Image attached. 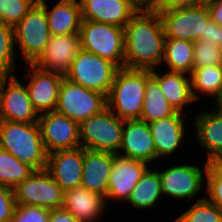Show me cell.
Listing matches in <instances>:
<instances>
[{
	"mask_svg": "<svg viewBox=\"0 0 222 222\" xmlns=\"http://www.w3.org/2000/svg\"><path fill=\"white\" fill-rule=\"evenodd\" d=\"M124 68L153 70L164 56V29L157 11L139 10L124 27Z\"/></svg>",
	"mask_w": 222,
	"mask_h": 222,
	"instance_id": "obj_1",
	"label": "cell"
},
{
	"mask_svg": "<svg viewBox=\"0 0 222 222\" xmlns=\"http://www.w3.org/2000/svg\"><path fill=\"white\" fill-rule=\"evenodd\" d=\"M0 149L11 153L34 170L46 169L48 154L38 122L0 120Z\"/></svg>",
	"mask_w": 222,
	"mask_h": 222,
	"instance_id": "obj_2",
	"label": "cell"
},
{
	"mask_svg": "<svg viewBox=\"0 0 222 222\" xmlns=\"http://www.w3.org/2000/svg\"><path fill=\"white\" fill-rule=\"evenodd\" d=\"M150 77L151 70L119 68L107 96V107L123 120L140 119Z\"/></svg>",
	"mask_w": 222,
	"mask_h": 222,
	"instance_id": "obj_3",
	"label": "cell"
},
{
	"mask_svg": "<svg viewBox=\"0 0 222 222\" xmlns=\"http://www.w3.org/2000/svg\"><path fill=\"white\" fill-rule=\"evenodd\" d=\"M124 120L108 107L79 123L80 146L93 151L118 154Z\"/></svg>",
	"mask_w": 222,
	"mask_h": 222,
	"instance_id": "obj_4",
	"label": "cell"
},
{
	"mask_svg": "<svg viewBox=\"0 0 222 222\" xmlns=\"http://www.w3.org/2000/svg\"><path fill=\"white\" fill-rule=\"evenodd\" d=\"M81 49L108 59L124 68L125 32L113 24L82 20L79 31Z\"/></svg>",
	"mask_w": 222,
	"mask_h": 222,
	"instance_id": "obj_5",
	"label": "cell"
},
{
	"mask_svg": "<svg viewBox=\"0 0 222 222\" xmlns=\"http://www.w3.org/2000/svg\"><path fill=\"white\" fill-rule=\"evenodd\" d=\"M118 69L112 61L81 49L64 77L108 96Z\"/></svg>",
	"mask_w": 222,
	"mask_h": 222,
	"instance_id": "obj_6",
	"label": "cell"
},
{
	"mask_svg": "<svg viewBox=\"0 0 222 222\" xmlns=\"http://www.w3.org/2000/svg\"><path fill=\"white\" fill-rule=\"evenodd\" d=\"M107 107V96L64 77L55 110L80 123Z\"/></svg>",
	"mask_w": 222,
	"mask_h": 222,
	"instance_id": "obj_7",
	"label": "cell"
},
{
	"mask_svg": "<svg viewBox=\"0 0 222 222\" xmlns=\"http://www.w3.org/2000/svg\"><path fill=\"white\" fill-rule=\"evenodd\" d=\"M50 36L45 9L38 2L14 27L15 47L20 48L27 64L43 53Z\"/></svg>",
	"mask_w": 222,
	"mask_h": 222,
	"instance_id": "obj_8",
	"label": "cell"
},
{
	"mask_svg": "<svg viewBox=\"0 0 222 222\" xmlns=\"http://www.w3.org/2000/svg\"><path fill=\"white\" fill-rule=\"evenodd\" d=\"M13 190L16 205L39 206L53 210L61 208L63 204L64 190L46 169L34 170Z\"/></svg>",
	"mask_w": 222,
	"mask_h": 222,
	"instance_id": "obj_9",
	"label": "cell"
},
{
	"mask_svg": "<svg viewBox=\"0 0 222 222\" xmlns=\"http://www.w3.org/2000/svg\"><path fill=\"white\" fill-rule=\"evenodd\" d=\"M160 15L165 38L182 39L195 42L204 35L205 23L211 17L205 3L157 11Z\"/></svg>",
	"mask_w": 222,
	"mask_h": 222,
	"instance_id": "obj_10",
	"label": "cell"
},
{
	"mask_svg": "<svg viewBox=\"0 0 222 222\" xmlns=\"http://www.w3.org/2000/svg\"><path fill=\"white\" fill-rule=\"evenodd\" d=\"M38 119L26 85L13 74L0 75V120L35 123Z\"/></svg>",
	"mask_w": 222,
	"mask_h": 222,
	"instance_id": "obj_11",
	"label": "cell"
},
{
	"mask_svg": "<svg viewBox=\"0 0 222 222\" xmlns=\"http://www.w3.org/2000/svg\"><path fill=\"white\" fill-rule=\"evenodd\" d=\"M38 124L46 153L80 147L79 123L56 110L39 114Z\"/></svg>",
	"mask_w": 222,
	"mask_h": 222,
	"instance_id": "obj_12",
	"label": "cell"
},
{
	"mask_svg": "<svg viewBox=\"0 0 222 222\" xmlns=\"http://www.w3.org/2000/svg\"><path fill=\"white\" fill-rule=\"evenodd\" d=\"M208 167L206 161L203 165L204 172L195 165H174L170 168H165V171H159L161 181L162 194H167L176 199L194 198L202 190L204 186V173Z\"/></svg>",
	"mask_w": 222,
	"mask_h": 222,
	"instance_id": "obj_13",
	"label": "cell"
},
{
	"mask_svg": "<svg viewBox=\"0 0 222 222\" xmlns=\"http://www.w3.org/2000/svg\"><path fill=\"white\" fill-rule=\"evenodd\" d=\"M80 50L79 34L51 35L45 50L33 64L65 76Z\"/></svg>",
	"mask_w": 222,
	"mask_h": 222,
	"instance_id": "obj_14",
	"label": "cell"
},
{
	"mask_svg": "<svg viewBox=\"0 0 222 222\" xmlns=\"http://www.w3.org/2000/svg\"><path fill=\"white\" fill-rule=\"evenodd\" d=\"M147 166L146 162L113 154L106 202L109 199L111 201H128L134 186L148 169Z\"/></svg>",
	"mask_w": 222,
	"mask_h": 222,
	"instance_id": "obj_15",
	"label": "cell"
},
{
	"mask_svg": "<svg viewBox=\"0 0 222 222\" xmlns=\"http://www.w3.org/2000/svg\"><path fill=\"white\" fill-rule=\"evenodd\" d=\"M27 65H29L32 74L26 88L34 109L38 114L54 111L64 75L41 69L33 63Z\"/></svg>",
	"mask_w": 222,
	"mask_h": 222,
	"instance_id": "obj_16",
	"label": "cell"
},
{
	"mask_svg": "<svg viewBox=\"0 0 222 222\" xmlns=\"http://www.w3.org/2000/svg\"><path fill=\"white\" fill-rule=\"evenodd\" d=\"M46 170L64 191L81 186L83 147L49 153Z\"/></svg>",
	"mask_w": 222,
	"mask_h": 222,
	"instance_id": "obj_17",
	"label": "cell"
},
{
	"mask_svg": "<svg viewBox=\"0 0 222 222\" xmlns=\"http://www.w3.org/2000/svg\"><path fill=\"white\" fill-rule=\"evenodd\" d=\"M118 154L148 164L156 160L155 144L148 123L140 119L124 120Z\"/></svg>",
	"mask_w": 222,
	"mask_h": 222,
	"instance_id": "obj_18",
	"label": "cell"
},
{
	"mask_svg": "<svg viewBox=\"0 0 222 222\" xmlns=\"http://www.w3.org/2000/svg\"><path fill=\"white\" fill-rule=\"evenodd\" d=\"M82 20L125 27L138 11L128 0H79Z\"/></svg>",
	"mask_w": 222,
	"mask_h": 222,
	"instance_id": "obj_19",
	"label": "cell"
},
{
	"mask_svg": "<svg viewBox=\"0 0 222 222\" xmlns=\"http://www.w3.org/2000/svg\"><path fill=\"white\" fill-rule=\"evenodd\" d=\"M112 166L113 153L83 148L81 186L106 197Z\"/></svg>",
	"mask_w": 222,
	"mask_h": 222,
	"instance_id": "obj_20",
	"label": "cell"
},
{
	"mask_svg": "<svg viewBox=\"0 0 222 222\" xmlns=\"http://www.w3.org/2000/svg\"><path fill=\"white\" fill-rule=\"evenodd\" d=\"M106 197L82 186L64 191L62 208L78 222H96L106 210Z\"/></svg>",
	"mask_w": 222,
	"mask_h": 222,
	"instance_id": "obj_21",
	"label": "cell"
},
{
	"mask_svg": "<svg viewBox=\"0 0 222 222\" xmlns=\"http://www.w3.org/2000/svg\"><path fill=\"white\" fill-rule=\"evenodd\" d=\"M183 116L184 113L176 111L172 116L148 123L155 144L156 160L164 155H172L183 145L186 130Z\"/></svg>",
	"mask_w": 222,
	"mask_h": 222,
	"instance_id": "obj_22",
	"label": "cell"
},
{
	"mask_svg": "<svg viewBox=\"0 0 222 222\" xmlns=\"http://www.w3.org/2000/svg\"><path fill=\"white\" fill-rule=\"evenodd\" d=\"M45 9L51 35L79 34L82 15L79 0H60L51 10L45 0H38Z\"/></svg>",
	"mask_w": 222,
	"mask_h": 222,
	"instance_id": "obj_23",
	"label": "cell"
},
{
	"mask_svg": "<svg viewBox=\"0 0 222 222\" xmlns=\"http://www.w3.org/2000/svg\"><path fill=\"white\" fill-rule=\"evenodd\" d=\"M196 139L207 150V162H215L222 156V115L215 110L201 111L194 118Z\"/></svg>",
	"mask_w": 222,
	"mask_h": 222,
	"instance_id": "obj_24",
	"label": "cell"
},
{
	"mask_svg": "<svg viewBox=\"0 0 222 222\" xmlns=\"http://www.w3.org/2000/svg\"><path fill=\"white\" fill-rule=\"evenodd\" d=\"M187 75V73L175 71H167L159 75L155 69L151 70V76L158 82L169 104L181 113H184V106L195 102L191 91L190 76Z\"/></svg>",
	"mask_w": 222,
	"mask_h": 222,
	"instance_id": "obj_25",
	"label": "cell"
},
{
	"mask_svg": "<svg viewBox=\"0 0 222 222\" xmlns=\"http://www.w3.org/2000/svg\"><path fill=\"white\" fill-rule=\"evenodd\" d=\"M194 42L165 38L163 63L169 67L168 71L190 74L194 63Z\"/></svg>",
	"mask_w": 222,
	"mask_h": 222,
	"instance_id": "obj_26",
	"label": "cell"
},
{
	"mask_svg": "<svg viewBox=\"0 0 222 222\" xmlns=\"http://www.w3.org/2000/svg\"><path fill=\"white\" fill-rule=\"evenodd\" d=\"M175 112L163 95L158 82L151 76L147 80L140 120L152 123L172 116Z\"/></svg>",
	"mask_w": 222,
	"mask_h": 222,
	"instance_id": "obj_27",
	"label": "cell"
},
{
	"mask_svg": "<svg viewBox=\"0 0 222 222\" xmlns=\"http://www.w3.org/2000/svg\"><path fill=\"white\" fill-rule=\"evenodd\" d=\"M162 197L161 181L157 170L147 169L134 186L128 202L137 209H147L156 205Z\"/></svg>",
	"mask_w": 222,
	"mask_h": 222,
	"instance_id": "obj_28",
	"label": "cell"
},
{
	"mask_svg": "<svg viewBox=\"0 0 222 222\" xmlns=\"http://www.w3.org/2000/svg\"><path fill=\"white\" fill-rule=\"evenodd\" d=\"M188 76L195 101L201 97L200 94L214 98L222 90V65L193 68Z\"/></svg>",
	"mask_w": 222,
	"mask_h": 222,
	"instance_id": "obj_29",
	"label": "cell"
},
{
	"mask_svg": "<svg viewBox=\"0 0 222 222\" xmlns=\"http://www.w3.org/2000/svg\"><path fill=\"white\" fill-rule=\"evenodd\" d=\"M34 169L11 153L0 149V185L15 188L28 178Z\"/></svg>",
	"mask_w": 222,
	"mask_h": 222,
	"instance_id": "obj_30",
	"label": "cell"
},
{
	"mask_svg": "<svg viewBox=\"0 0 222 222\" xmlns=\"http://www.w3.org/2000/svg\"><path fill=\"white\" fill-rule=\"evenodd\" d=\"M173 222H222V211L203 197Z\"/></svg>",
	"mask_w": 222,
	"mask_h": 222,
	"instance_id": "obj_31",
	"label": "cell"
},
{
	"mask_svg": "<svg viewBox=\"0 0 222 222\" xmlns=\"http://www.w3.org/2000/svg\"><path fill=\"white\" fill-rule=\"evenodd\" d=\"M14 28L0 21V75H12L15 64Z\"/></svg>",
	"mask_w": 222,
	"mask_h": 222,
	"instance_id": "obj_32",
	"label": "cell"
},
{
	"mask_svg": "<svg viewBox=\"0 0 222 222\" xmlns=\"http://www.w3.org/2000/svg\"><path fill=\"white\" fill-rule=\"evenodd\" d=\"M38 0H0V21L14 28Z\"/></svg>",
	"mask_w": 222,
	"mask_h": 222,
	"instance_id": "obj_33",
	"label": "cell"
},
{
	"mask_svg": "<svg viewBox=\"0 0 222 222\" xmlns=\"http://www.w3.org/2000/svg\"><path fill=\"white\" fill-rule=\"evenodd\" d=\"M193 68L222 65V49L207 40L194 42Z\"/></svg>",
	"mask_w": 222,
	"mask_h": 222,
	"instance_id": "obj_34",
	"label": "cell"
},
{
	"mask_svg": "<svg viewBox=\"0 0 222 222\" xmlns=\"http://www.w3.org/2000/svg\"><path fill=\"white\" fill-rule=\"evenodd\" d=\"M207 200L222 211V169L215 162H208L205 173Z\"/></svg>",
	"mask_w": 222,
	"mask_h": 222,
	"instance_id": "obj_35",
	"label": "cell"
},
{
	"mask_svg": "<svg viewBox=\"0 0 222 222\" xmlns=\"http://www.w3.org/2000/svg\"><path fill=\"white\" fill-rule=\"evenodd\" d=\"M50 211L45 207L16 205L11 222H49Z\"/></svg>",
	"mask_w": 222,
	"mask_h": 222,
	"instance_id": "obj_36",
	"label": "cell"
},
{
	"mask_svg": "<svg viewBox=\"0 0 222 222\" xmlns=\"http://www.w3.org/2000/svg\"><path fill=\"white\" fill-rule=\"evenodd\" d=\"M15 206L14 190L0 185V222H11Z\"/></svg>",
	"mask_w": 222,
	"mask_h": 222,
	"instance_id": "obj_37",
	"label": "cell"
},
{
	"mask_svg": "<svg viewBox=\"0 0 222 222\" xmlns=\"http://www.w3.org/2000/svg\"><path fill=\"white\" fill-rule=\"evenodd\" d=\"M205 25L204 35H201L198 40H207L222 49V26L215 23L211 17Z\"/></svg>",
	"mask_w": 222,
	"mask_h": 222,
	"instance_id": "obj_38",
	"label": "cell"
},
{
	"mask_svg": "<svg viewBox=\"0 0 222 222\" xmlns=\"http://www.w3.org/2000/svg\"><path fill=\"white\" fill-rule=\"evenodd\" d=\"M205 3V0H155L154 11L196 6Z\"/></svg>",
	"mask_w": 222,
	"mask_h": 222,
	"instance_id": "obj_39",
	"label": "cell"
},
{
	"mask_svg": "<svg viewBox=\"0 0 222 222\" xmlns=\"http://www.w3.org/2000/svg\"><path fill=\"white\" fill-rule=\"evenodd\" d=\"M49 222H78L77 219L67 210L55 208L50 211Z\"/></svg>",
	"mask_w": 222,
	"mask_h": 222,
	"instance_id": "obj_40",
	"label": "cell"
},
{
	"mask_svg": "<svg viewBox=\"0 0 222 222\" xmlns=\"http://www.w3.org/2000/svg\"><path fill=\"white\" fill-rule=\"evenodd\" d=\"M205 2L212 20L222 26V0H206Z\"/></svg>",
	"mask_w": 222,
	"mask_h": 222,
	"instance_id": "obj_41",
	"label": "cell"
},
{
	"mask_svg": "<svg viewBox=\"0 0 222 222\" xmlns=\"http://www.w3.org/2000/svg\"><path fill=\"white\" fill-rule=\"evenodd\" d=\"M138 11L154 10L155 0H128Z\"/></svg>",
	"mask_w": 222,
	"mask_h": 222,
	"instance_id": "obj_42",
	"label": "cell"
},
{
	"mask_svg": "<svg viewBox=\"0 0 222 222\" xmlns=\"http://www.w3.org/2000/svg\"><path fill=\"white\" fill-rule=\"evenodd\" d=\"M214 103L216 104L214 106V108H215L214 110L222 115V90L215 97Z\"/></svg>",
	"mask_w": 222,
	"mask_h": 222,
	"instance_id": "obj_43",
	"label": "cell"
},
{
	"mask_svg": "<svg viewBox=\"0 0 222 222\" xmlns=\"http://www.w3.org/2000/svg\"><path fill=\"white\" fill-rule=\"evenodd\" d=\"M215 163L222 169V156Z\"/></svg>",
	"mask_w": 222,
	"mask_h": 222,
	"instance_id": "obj_44",
	"label": "cell"
}]
</instances>
